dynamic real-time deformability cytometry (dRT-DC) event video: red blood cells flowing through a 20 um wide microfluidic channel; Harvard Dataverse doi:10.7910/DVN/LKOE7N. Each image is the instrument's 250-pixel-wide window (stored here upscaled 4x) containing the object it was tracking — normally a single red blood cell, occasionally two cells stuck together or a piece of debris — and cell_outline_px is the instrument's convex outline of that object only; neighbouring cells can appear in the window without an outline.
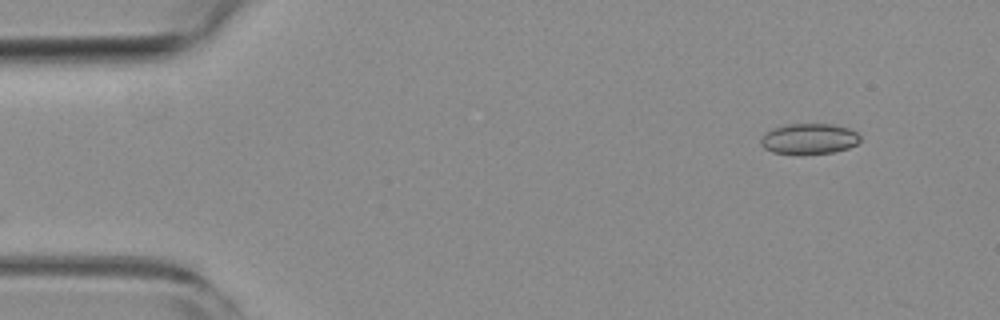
{"species": "common noctule bat (a hibernating species)", "species_latin": "Nyctalus noctula", "temperature_condition": "room temperature", "stored_images_in_passage": 4, "camera_frame_rate_fps": 3000, "um_per_image_px": 0.085, "animal": {"sex": "female", "body_mass_g": 19.3, "forearm_length_mm": 54.1}, "frame": {"image": 1, "passage_image": 1, "time_ms": 0.0, "image_size_px": [1000, 320], "cell_outline_px": [[860, 140], [856, 144], [848, 148], [832, 152], [772, 152], [764, 148], [760, 144], [760, 140], [764, 132], [772, 128], [784, 124], [832, 124], [848, 128], [856, 132], [860, 136]], "centroid_in_image_um": [68.74, 11.76], "position_along_channel_um": 16.3, "area_um2": 17.34}}